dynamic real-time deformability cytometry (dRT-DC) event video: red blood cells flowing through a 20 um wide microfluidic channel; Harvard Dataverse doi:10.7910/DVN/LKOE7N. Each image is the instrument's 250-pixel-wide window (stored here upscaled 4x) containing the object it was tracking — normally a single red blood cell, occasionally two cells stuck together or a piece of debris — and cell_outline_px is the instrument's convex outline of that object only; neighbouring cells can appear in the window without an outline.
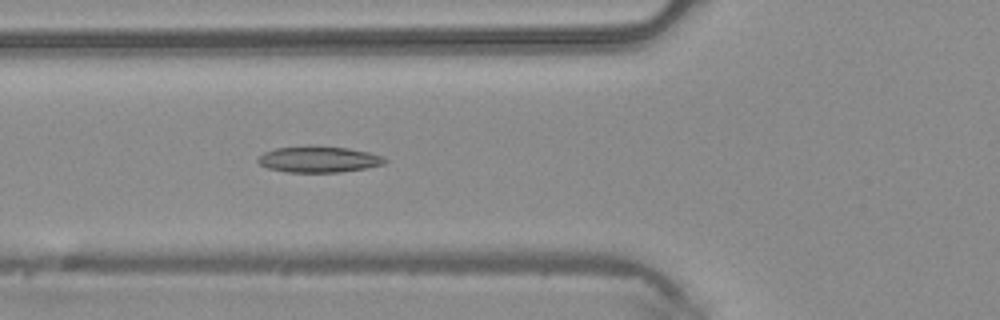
{"species": "common noctule bat (a hibernating species)", "species_latin": "Nyctalus noctula", "temperature_condition": "warm", "stored_images_in_passage": 45, "camera_frame_rate_fps": 3000, "um_per_image_px": 0.085, "animal": {"sex": "male", "body_mass_g": 20.4}, "frame": {"image": 1, "passage_image": 16, "time_ms": 5.0, "image_size_px": [1000, 320], "cell_outline_px": [[388, 160], [384, 164], [364, 168], [340, 172], [288, 172], [268, 168], [260, 164], [256, 160], [264, 152], [276, 148], [308, 144], [312, 144], [348, 148], [368, 152], [380, 156]], "centroid_in_image_um": [27.06, 13.52], "position_along_channel_um": 98.7, "area_um2": 19.54}}
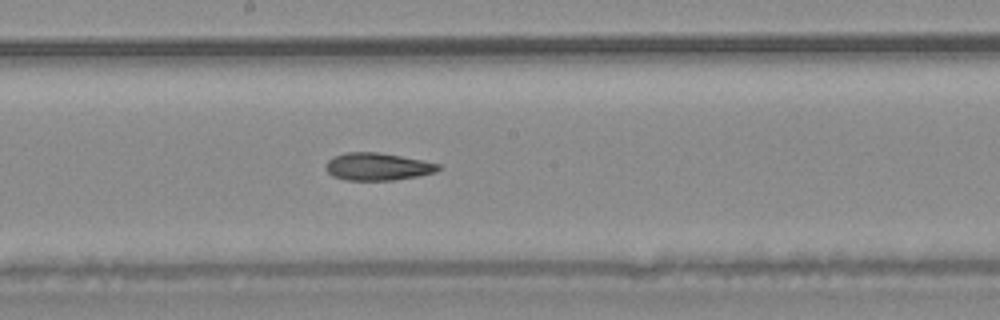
{"frame": {"image": 2, "passage_image": 24, "time_ms": 7.667, "image_size_px": [1000, 320], "cell_outline_px": [[440, 168], [436, 172], [416, 176], [392, 180], [348, 180], [332, 176], [324, 168], [328, 160], [336, 156], [348, 152], [376, 152], [400, 156], [440, 164]], "centroid_in_image_um": [32.07, 14.17], "position_along_channel_um": 216.1, "area_um2": 17.74}}
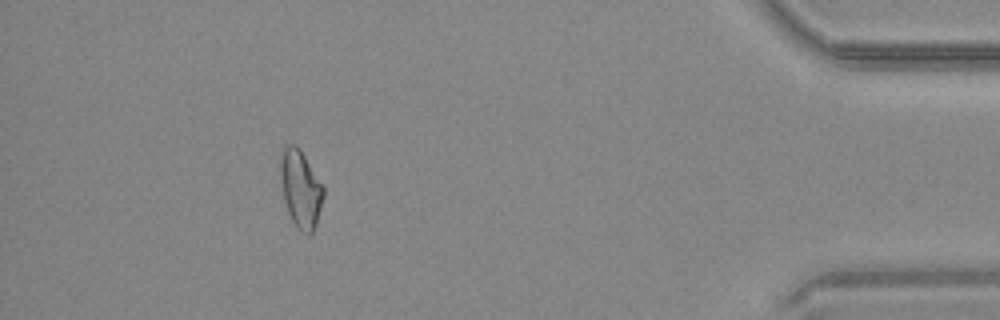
{"frame": {"image": 3, "passage_image": 41, "time_ms": 13.333, "image_size_px": [1000, 320], "cell_outline_px": [[324, 196], [316, 224], [312, 232], [308, 236], [300, 232], [296, 228], [288, 212], [284, 200], [280, 180], [280, 152], [284, 144], [296, 144], [300, 148], [324, 184]], "centroid_in_image_um": [25.55, 16.01], "position_along_channel_um": 409.6, "area_um2": 20.06}}